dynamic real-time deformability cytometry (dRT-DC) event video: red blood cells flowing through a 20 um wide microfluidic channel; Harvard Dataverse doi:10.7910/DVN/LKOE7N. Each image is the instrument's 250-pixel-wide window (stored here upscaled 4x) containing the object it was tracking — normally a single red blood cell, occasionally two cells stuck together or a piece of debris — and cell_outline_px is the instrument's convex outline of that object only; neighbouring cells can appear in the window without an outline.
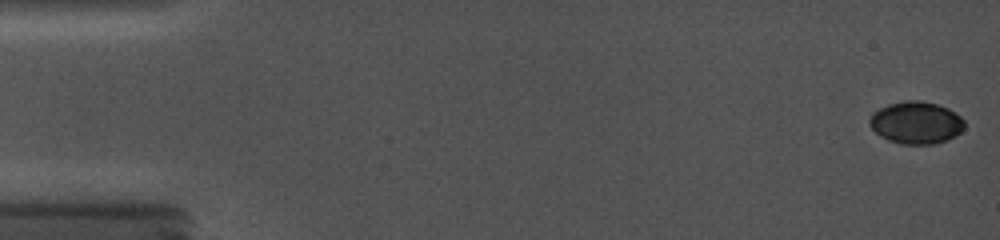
{"species": "common noctule bat (a hibernating species)", "species_latin": "Nyctalus noctula", "temperature_condition": "cold", "stored_images_in_passage": 36, "camera_frame_rate_fps": 5000, "um_per_image_px": 0.085, "animal": {"sex": "female", "body_mass_g": 19.0, "forearm_length_mm": 56.7}, "frame": {"image": 1, "passage_image": 1, "time_ms": 0.0, "image_size_px": [1000, 240], "cell_outline_px": [[964, 128], [956, 136], [948, 140], [936, 144], [900, 144], [888, 140], [880, 136], [868, 124], [868, 120], [872, 112], [888, 104], [904, 100], [920, 100], [936, 104], [948, 108], [960, 116], [964, 120]], "centroid_in_image_um": [77.86, 10.43], "position_along_channel_um": 7.1, "area_um2": 23.64}}
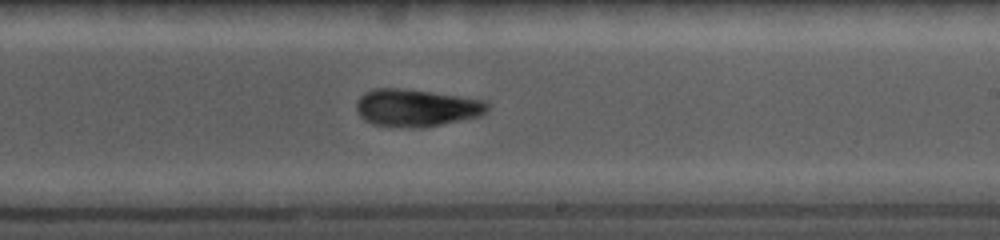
{"frame": {"image": 2, "passage_image": 23, "time_ms": 10.4, "image_size_px": [1000, 240], "cell_outline_px": [[488, 112], [480, 116], [424, 128], [408, 128], [372, 124], [364, 120], [356, 112], [356, 104], [360, 96], [364, 92], [376, 88], [400, 88], [432, 92], [460, 96], [484, 100], [488, 104]], "centroid_in_image_um": [35.38, 9.17], "position_along_channel_um": 253.6, "area_um2": 28.84}}
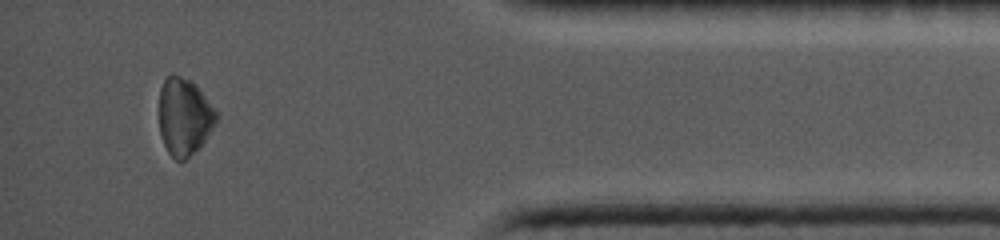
{"frame": {"image": 3, "passage_image": 34, "time_ms": 15.4, "image_size_px": [1000, 240], "cell_outline_px": [[220, 116], [216, 124], [204, 140], [184, 160], [176, 160], [168, 152], [164, 144], [160, 132], [160, 88], [164, 80], [172, 72], [188, 80], [220, 112]], "centroid_in_image_um": [15.68, 9.9], "position_along_channel_um": 419.5, "area_um2": 25.32}, "authors_computed_cell_mechanics": {"area_um2": 27.455, "velocity_mm_per_s": 3.7958, "shape_relaxation_time_tau1_ms": null, "shape_relaxation_time_tau2_ms": 1.5505, "deformation_change_tau1": null, "deformation_change_tau2": 0.0659}}